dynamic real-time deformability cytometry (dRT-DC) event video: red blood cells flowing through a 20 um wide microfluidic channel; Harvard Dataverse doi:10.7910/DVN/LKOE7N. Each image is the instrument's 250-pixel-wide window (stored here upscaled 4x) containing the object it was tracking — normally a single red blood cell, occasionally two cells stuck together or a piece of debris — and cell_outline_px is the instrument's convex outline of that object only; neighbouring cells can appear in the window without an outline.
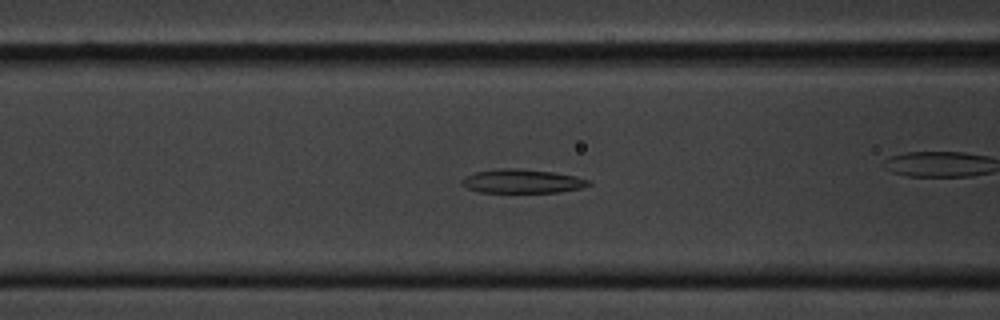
{"species": "common noctule bat (a hibernating species)", "species_latin": "Nyctalus noctula", "temperature_condition": "cold", "stored_images_in_passage": 61, "camera_frame_rate_fps": 3000, "um_per_image_px": 0.085, "animal": {"sex": "male", "body_mass_g": 20.1, "forearm_length_mm": 53.5}, "frame": {"image": 1, "passage_image": 24, "time_ms": 7.667, "image_size_px": [1000, 320], "cell_outline_px": [[592, 184], [580, 188], [560, 192], [480, 192], [468, 188], [460, 180], [464, 176], [476, 172], [500, 168], [516, 168], [552, 172], [576, 176], [592, 180]], "centroid_in_image_um": [44.42, 15.4], "position_along_channel_um": 122.2, "area_um2": 17.57}}
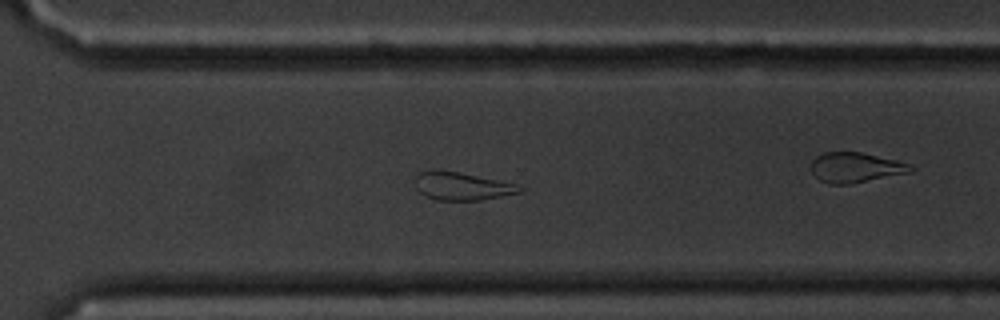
{"frame": {"image": 2, "passage_image": 43, "time_ms": 14.0, "image_size_px": [1000, 320], "cell_outline_px": [[524, 192], [480, 200], [436, 200], [424, 196], [416, 188], [416, 176], [420, 172], [456, 172], [496, 180], [512, 184], [524, 188]], "centroid_in_image_um": [39.28, 15.87], "position_along_channel_um": 331.3, "area_um2": 16.36}}
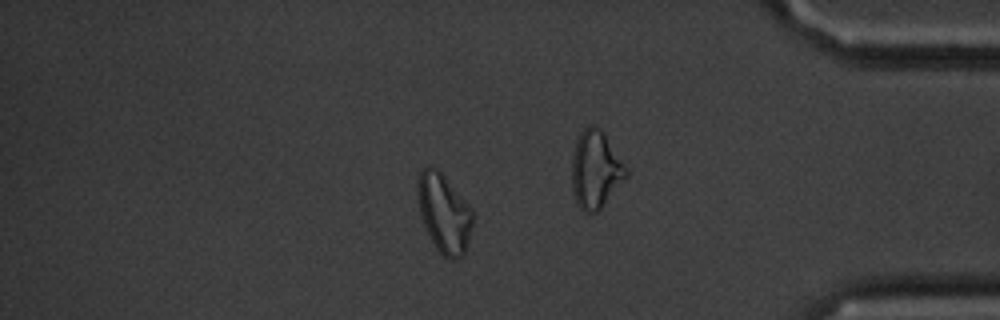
{"frame": {"image": 3, "passage_image": 52, "time_ms": 17.0, "image_size_px": [1000, 320], "cell_outline_px": [[472, 224], [464, 256], [456, 260], [448, 260], [436, 248], [424, 224], [420, 212], [416, 192], [416, 184], [420, 172], [424, 168], [436, 168], [440, 172], [468, 204], [472, 212]], "centroid_in_image_um": [37.73, 18.16], "position_along_channel_um": 397.5, "area_um2": 24.85}, "authors_computed_cell_mechanics": {"area_um2": 19.074, "velocity_mm_per_s": 3.3112, "shape_relaxation_time_tau1_ms": 7.1053, "shape_relaxation_time_tau2_ms": 9.0568, "deformation_change_tau1": 0.1553, "deformation_change_tau2": 0.1713}}